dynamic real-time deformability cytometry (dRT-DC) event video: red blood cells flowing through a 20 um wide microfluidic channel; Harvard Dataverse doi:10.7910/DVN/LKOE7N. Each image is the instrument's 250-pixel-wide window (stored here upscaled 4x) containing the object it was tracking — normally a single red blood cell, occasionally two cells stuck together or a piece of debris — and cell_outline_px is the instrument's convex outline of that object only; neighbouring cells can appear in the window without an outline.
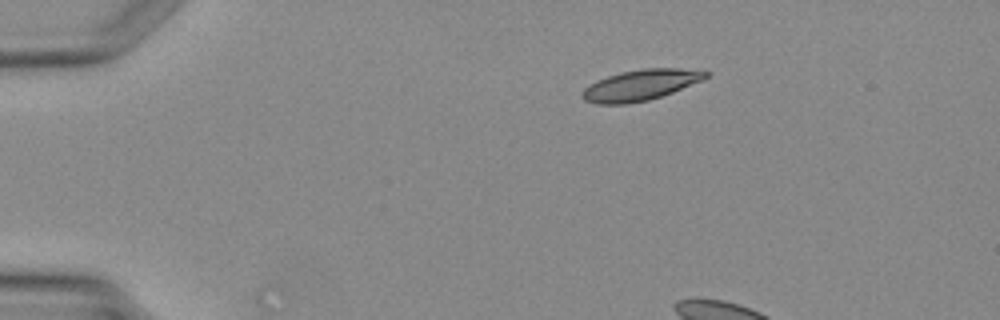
{"species": "Egyptian fruit bat (a non-hibernating species)", "species_latin": "Rousettus aegyptiacus", "temperature_condition": "warm", "stored_images_in_passage": 2, "segment_of_instrument_passage": [2, 2], "camera_frame_rate_fps": 3000, "um_per_image_px": 0.085, "animal": {"sex": "female"}, "frame": {"image": 1, "passage_image": 2, "time_ms": 4.333, "image_size_px": [1000, 320], "cell_outline_px": [[708, 76], [704, 80], [672, 92], [648, 100], [628, 104], [596, 104], [584, 100], [580, 96], [580, 92], [588, 84], [608, 76], [624, 72], [644, 68], [680, 68], [708, 72]], "centroid_in_image_um": [54.4, 7.24], "position_along_channel_um": 30.6, "area_um2": 22.08}}